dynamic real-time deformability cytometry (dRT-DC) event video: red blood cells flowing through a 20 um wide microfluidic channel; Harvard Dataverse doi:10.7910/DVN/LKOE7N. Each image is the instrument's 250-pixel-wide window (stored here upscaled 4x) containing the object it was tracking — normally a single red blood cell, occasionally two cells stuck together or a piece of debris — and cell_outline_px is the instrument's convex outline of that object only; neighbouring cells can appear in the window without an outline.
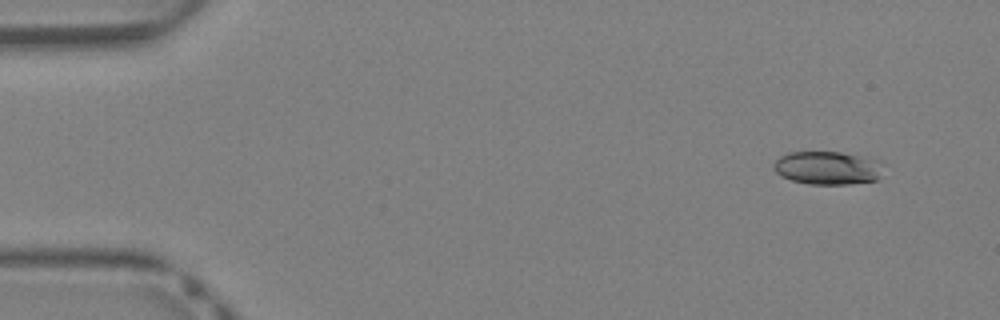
{"species": "Egyptian fruit bat (a non-hibernating species)", "species_latin": "Rousettus aegyptiacus", "temperature_condition": "warm", "stored_images_in_passage": 38, "camera_frame_rate_fps": 3000, "um_per_image_px": 0.085, "animal": {"sex": "female"}, "frame": {"image": 1, "passage_image": 1, "time_ms": 0.0, "image_size_px": [1000, 320], "cell_outline_px": [[888, 164], [880, 176], [876, 180], [848, 184], [808, 184], [792, 180], [780, 176], [772, 168], [776, 160], [780, 156], [788, 152], [840, 152], [884, 160]], "centroid_in_image_um": [70.43, 14.26], "position_along_channel_um": 14.6, "area_um2": 21.79}}
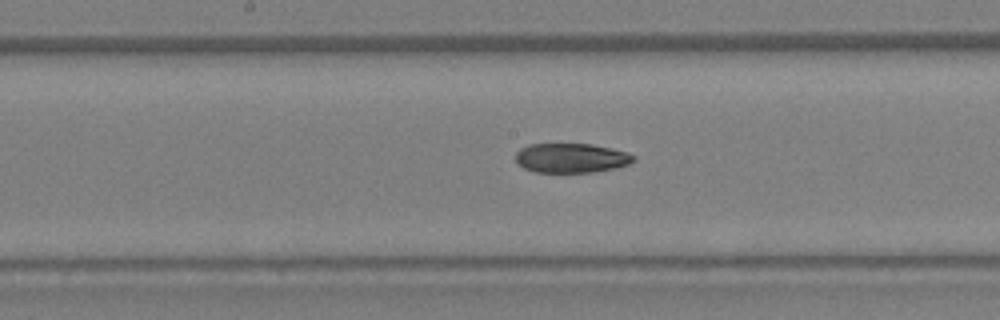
{"frame": {"image": 2, "passage_image": 19, "time_ms": 6.0, "image_size_px": [1000, 320], "cell_outline_px": [[636, 156], [628, 164], [616, 168], [592, 172], [536, 172], [524, 168], [516, 164], [516, 152], [520, 148], [528, 144], [592, 144], [612, 148], [628, 152]], "centroid_in_image_um": [48.53, 13.42], "position_along_channel_um": 199.7, "area_um2": 20.35}}
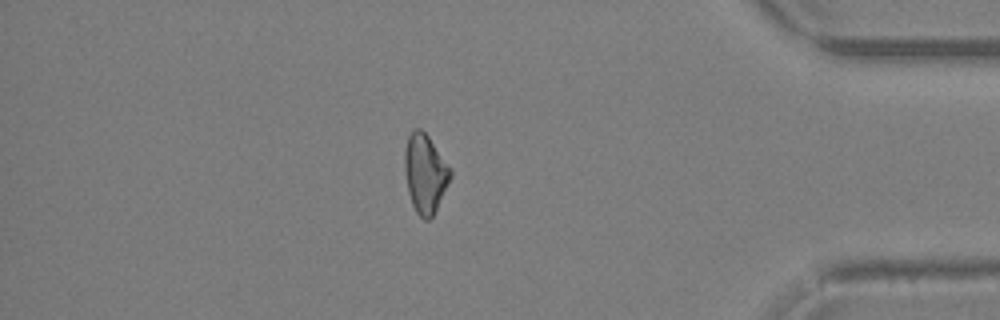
{"frame": {"image": 3, "passage_image": 33, "time_ms": 10.667, "image_size_px": [1000, 320], "cell_outline_px": [[452, 176], [432, 216], [428, 220], [424, 220], [416, 212], [412, 204], [408, 192], [404, 172], [404, 152], [408, 136], [412, 128], [420, 128], [428, 136], [452, 168]], "centroid_in_image_um": [36.13, 14.71], "position_along_channel_um": 399.1, "area_um2": 21.1}}